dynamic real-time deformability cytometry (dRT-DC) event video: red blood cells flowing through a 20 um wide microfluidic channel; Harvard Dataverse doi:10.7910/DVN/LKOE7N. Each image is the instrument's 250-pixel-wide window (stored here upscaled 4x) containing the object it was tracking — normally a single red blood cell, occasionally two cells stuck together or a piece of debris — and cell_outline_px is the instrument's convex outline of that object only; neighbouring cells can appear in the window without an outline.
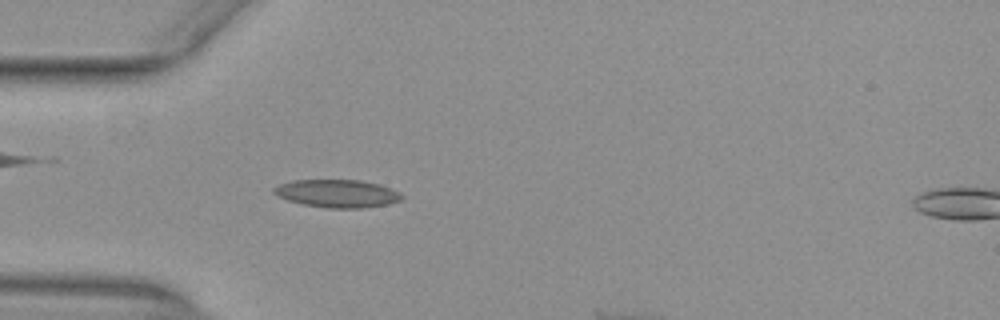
{"species": "common noctule bat (a hibernating species)", "species_latin": "Nyctalus noctula", "temperature_condition": "warm", "stored_images_in_passage": 42, "camera_frame_rate_fps": 3000, "um_per_image_px": 0.085, "animal": {"sex": "female", "body_mass_g": 29.2, "forearm_length_mm": 56.3}, "frame": {"image": 1, "passage_image": 10, "time_ms": 3.0, "image_size_px": [1000, 320], "cell_outline_px": [[404, 196], [400, 200], [388, 204], [360, 208], [328, 208], [304, 204], [288, 200], [276, 196], [272, 192], [272, 188], [280, 184], [292, 180], [360, 180], [380, 184], [400, 192]], "centroid_in_image_um": [28.66, 16.44], "position_along_channel_um": 56.3, "area_um2": 20.81}}
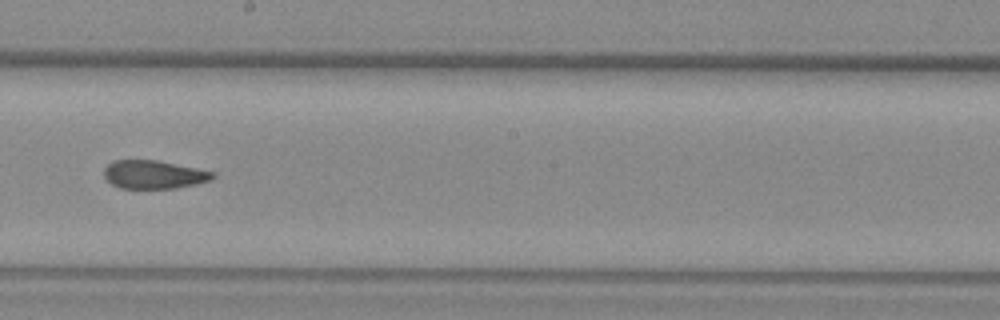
{"frame": {"image": 2, "passage_image": 24, "time_ms": 7.667, "image_size_px": [1000, 320], "cell_outline_px": [[216, 176], [212, 180], [196, 184], [176, 188], [120, 188], [112, 184], [104, 176], [104, 168], [112, 160], [156, 160], [216, 172]], "centroid_in_image_um": [13.09, 14.83], "position_along_channel_um": 235.1, "area_um2": 17.98}}
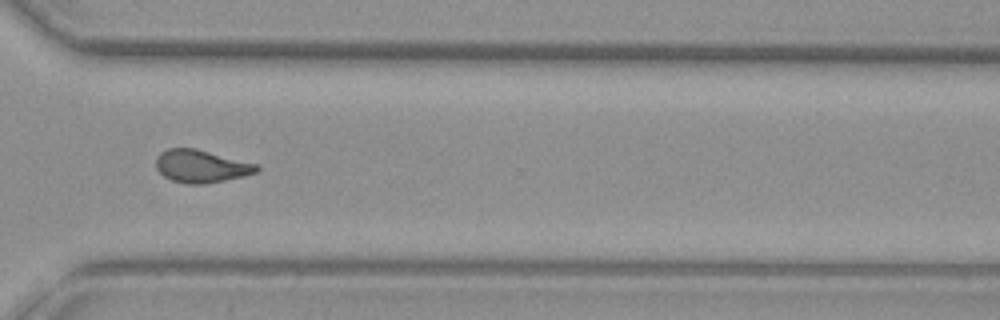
{"frame": {"image": 3, "passage_image": 33, "time_ms": 10.667, "image_size_px": [1000, 320], "cell_outline_px": [[260, 168], [256, 172], [244, 176], [204, 184], [188, 184], [172, 180], [164, 176], [156, 168], [156, 156], [160, 152], [168, 148], [196, 148], [260, 164]], "centroid_in_image_um": [17.12, 14.11], "position_along_channel_um": 353.5, "area_um2": 19.36}, "authors_computed_cell_mechanics": {"area_um2": 19.3919, "velocity_mm_per_s": 3.9458, "shape_relaxation_time_tau1_ms": null, "shape_relaxation_time_tau2_ms": 2.0153, "deformation_change_tau1": null, "deformation_change_tau2": 0.0875}}